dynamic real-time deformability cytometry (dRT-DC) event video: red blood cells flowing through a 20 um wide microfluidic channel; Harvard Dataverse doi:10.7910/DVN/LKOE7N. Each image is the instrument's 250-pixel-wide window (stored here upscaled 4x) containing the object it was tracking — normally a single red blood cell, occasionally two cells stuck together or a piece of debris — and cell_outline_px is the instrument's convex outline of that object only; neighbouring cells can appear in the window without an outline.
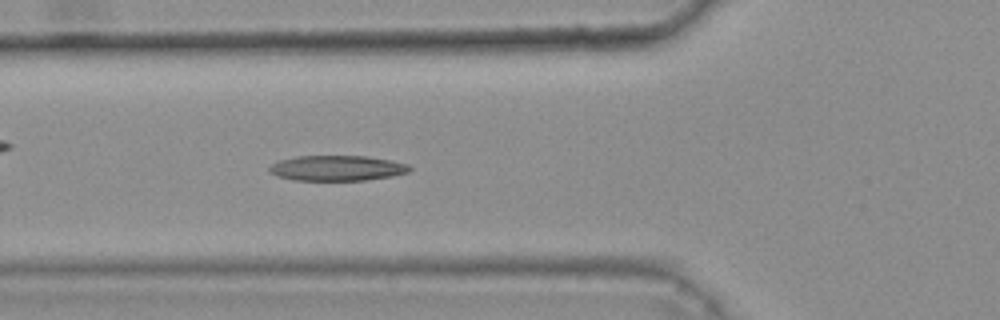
{"species": "common noctule bat (a hibernating species)", "species_latin": "Nyctalus noctula", "temperature_condition": "warm", "stored_images_in_passage": 45, "camera_frame_rate_fps": 3000, "um_per_image_px": 0.085, "animal": {"sex": "female", "body_mass_g": 25.1}, "frame": {"image": 1, "passage_image": 20, "time_ms": 6.333, "image_size_px": [1000, 320], "cell_outline_px": [[412, 168], [408, 172], [392, 176], [364, 180], [292, 180], [276, 176], [268, 168], [272, 164], [280, 160], [296, 156], [368, 156], [392, 160], [408, 164]], "centroid_in_image_um": [28.67, 14.28], "position_along_channel_um": 97.1, "area_um2": 20.69}, "authors_computed_cell_mechanics": {"area_um2": 20.808, "velocity_mm_per_s": 3.7169, "shape_relaxation_time_tau1_ms": null, "shape_relaxation_time_tau2_ms": 1.9816, "deformation_change_tau1": null, "deformation_change_tau2": 0.1074}}